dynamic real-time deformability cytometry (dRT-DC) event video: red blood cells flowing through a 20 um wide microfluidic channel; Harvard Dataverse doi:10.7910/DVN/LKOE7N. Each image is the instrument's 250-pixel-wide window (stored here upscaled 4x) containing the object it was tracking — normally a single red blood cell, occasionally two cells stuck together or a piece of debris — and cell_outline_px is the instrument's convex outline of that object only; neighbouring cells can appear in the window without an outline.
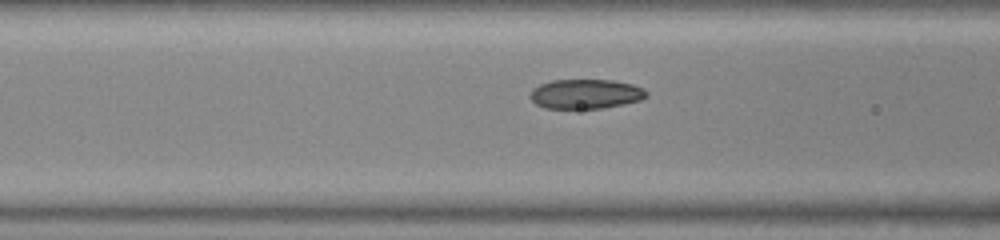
{"species": "common noctule bat (a hibernating species)", "species_latin": "Nyctalus noctula", "temperature_condition": "warm", "stored_images_in_passage": 15, "camera_frame_rate_fps": 3000, "um_per_image_px": 0.085, "animal": {"sex": "female", "body_mass_g": 23.0, "forearm_length_mm": 53.4}, "frame": {"image": 1, "passage_image": 13, "time_ms": 4.0, "image_size_px": [1000, 240], "cell_outline_px": [[648, 96], [640, 100], [624, 104], [604, 108], [544, 108], [536, 104], [528, 96], [532, 88], [540, 84], [552, 80], [612, 80], [632, 84], [644, 88], [648, 92]], "centroid_in_image_um": [49.78, 7.98], "position_along_channel_um": 116.8, "area_um2": 20.17}}